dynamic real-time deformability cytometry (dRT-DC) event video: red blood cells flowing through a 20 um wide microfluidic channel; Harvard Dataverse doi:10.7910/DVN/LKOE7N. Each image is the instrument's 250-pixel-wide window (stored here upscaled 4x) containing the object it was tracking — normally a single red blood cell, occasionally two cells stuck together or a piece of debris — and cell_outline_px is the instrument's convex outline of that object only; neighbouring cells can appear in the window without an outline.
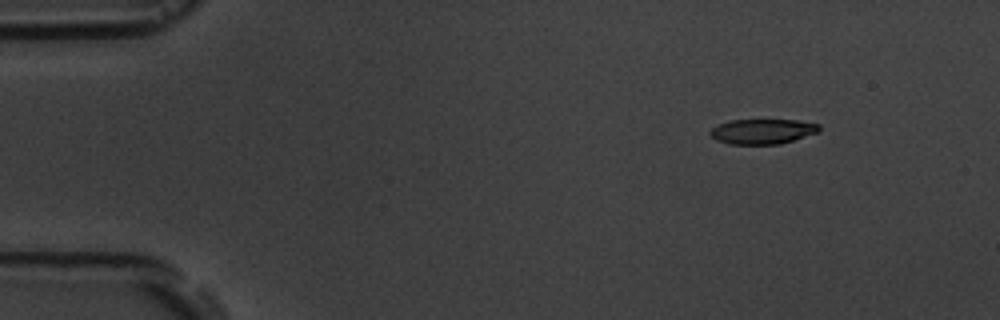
{"species": "common noctule bat (a hibernating species)", "species_latin": "Nyctalus noctula", "temperature_condition": "room temperature", "stored_images_in_passage": 6, "camera_frame_rate_fps": 3000, "um_per_image_px": 0.085, "animal": {"sex": "male", "body_mass_g": 19.5, "forearm_length_mm": 54.6}, "frame": {"image": 1, "passage_image": 3, "time_ms": 2.0, "image_size_px": [1000, 320], "cell_outline_px": [[820, 132], [780, 144], [728, 144], [716, 140], [708, 132], [712, 128], [720, 124], [732, 120], [796, 120], [820, 124]], "centroid_in_image_um": [64.84, 11.17], "position_along_channel_um": 20.2, "area_um2": 15.9}}
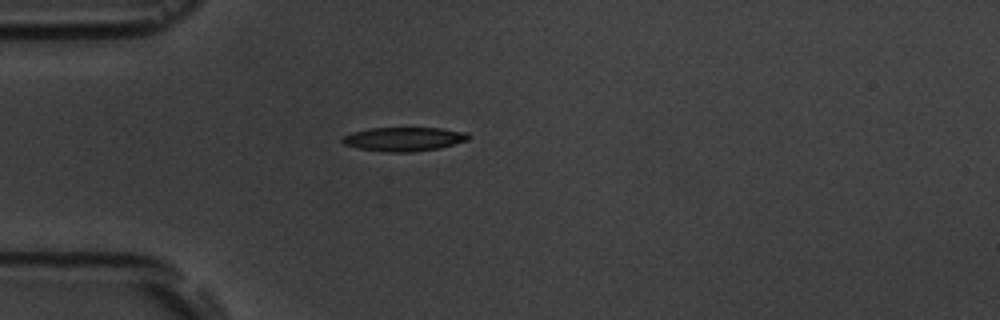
{"frame": {"image": 2, "passage_image": 5, "time_ms": 5.0, "image_size_px": [1000, 320], "cell_outline_px": [[472, 136], [468, 140], [440, 148], [412, 152], [384, 152], [356, 148], [344, 144], [340, 140], [344, 136], [352, 132], [368, 128], [440, 128], [468, 132]], "centroid_in_image_um": [34.34, 11.82], "position_along_channel_um": 50.7, "area_um2": 17.8}}